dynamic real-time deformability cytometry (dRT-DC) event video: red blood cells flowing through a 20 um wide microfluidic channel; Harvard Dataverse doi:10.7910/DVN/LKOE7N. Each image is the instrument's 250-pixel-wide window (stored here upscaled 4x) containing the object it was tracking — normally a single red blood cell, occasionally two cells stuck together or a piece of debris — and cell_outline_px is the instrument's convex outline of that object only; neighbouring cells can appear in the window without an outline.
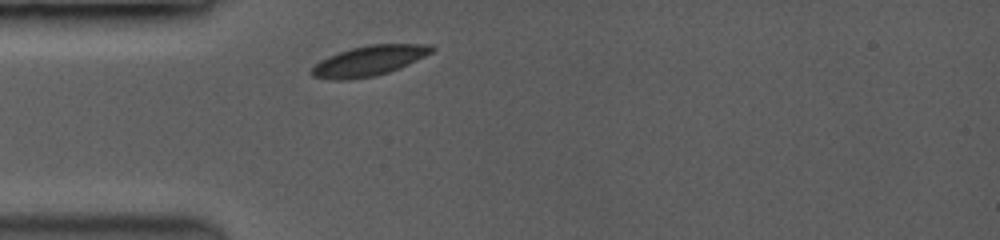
{"species": "common noctule bat (a hibernating species)", "species_latin": "Nyctalus noctula", "temperature_condition": "room temperature", "stored_images_in_passage": 13, "camera_frame_rate_fps": 3500, "um_per_image_px": 0.085, "animal": {"sex": "female", "body_mass_g": 19.0, "forearm_length_mm": 53.3}, "frame": {"image": 1, "passage_image": 1, "time_ms": 0.0, "image_size_px": [1000, 240], "cell_outline_px": [[436, 48], [432, 52], [424, 56], [388, 72], [376, 76], [340, 80], [336, 80], [312, 76], [312, 68], [320, 60], [328, 56], [352, 48], [368, 44], [432, 44]], "centroid_in_image_um": [31.37, 5.15], "position_along_channel_um": 53.6, "area_um2": 20.69}}
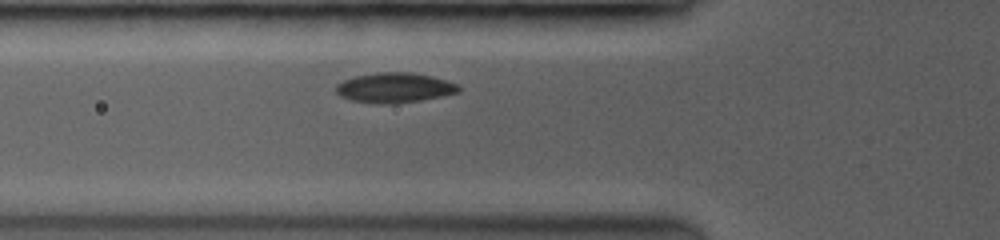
{"frame": {"image": 2, "passage_image": 5, "time_ms": 1.143, "image_size_px": [1000, 240], "cell_outline_px": [[460, 92], [420, 100], [352, 100], [340, 96], [336, 92], [336, 84], [344, 80], [356, 76], [376, 72], [412, 72], [432, 76], [456, 84], [460, 88]], "centroid_in_image_um": [33.55, 7.38], "position_along_channel_um": 92.2, "area_um2": 20.11}}
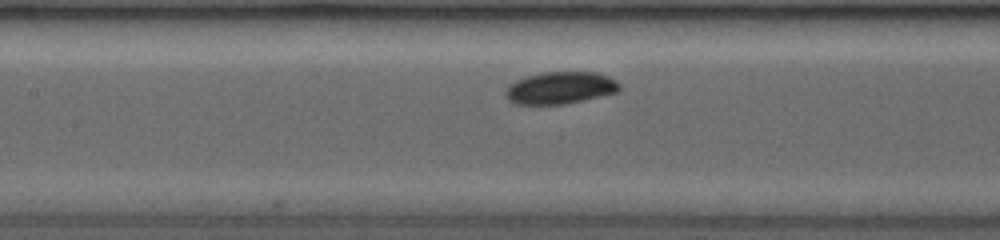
{"frame": {"image": 3, "passage_image": 10, "time_ms": 2.857, "image_size_px": [1000, 240], "cell_outline_px": [[620, 88], [616, 92], [580, 100], [560, 104], [520, 104], [508, 100], [504, 92], [508, 84], [516, 80], [528, 76], [544, 72], [596, 72], [608, 76], [616, 80], [620, 84]], "centroid_in_image_um": [47.59, 7.45], "position_along_channel_um": 159.8, "area_um2": 21.04}}